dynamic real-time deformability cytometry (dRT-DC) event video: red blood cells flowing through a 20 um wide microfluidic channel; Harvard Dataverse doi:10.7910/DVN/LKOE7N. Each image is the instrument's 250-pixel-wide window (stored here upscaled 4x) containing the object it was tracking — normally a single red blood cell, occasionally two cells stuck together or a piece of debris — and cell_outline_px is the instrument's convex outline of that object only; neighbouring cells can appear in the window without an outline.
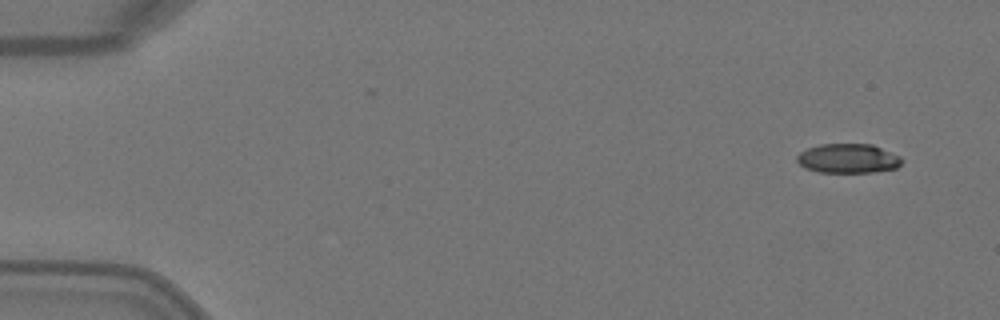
{"species": "Egyptian fruit bat (a non-hibernating species)", "species_latin": "Rousettus aegyptiacus", "temperature_condition": "warm", "stored_images_in_passage": 5, "camera_frame_rate_fps": 3000, "um_per_image_px": 0.085, "animal": {"sex": "female"}, "frame": {"image": 1, "passage_image": 1, "time_ms": 0.0, "image_size_px": [1000, 320], "cell_outline_px": [[904, 160], [896, 168], [876, 172], [820, 172], [804, 168], [796, 160], [796, 156], [800, 152], [808, 148], [820, 144], [872, 144], [900, 156]], "centroid_in_image_um": [72.09, 13.47], "position_along_channel_um": 12.9, "area_um2": 17.98}}
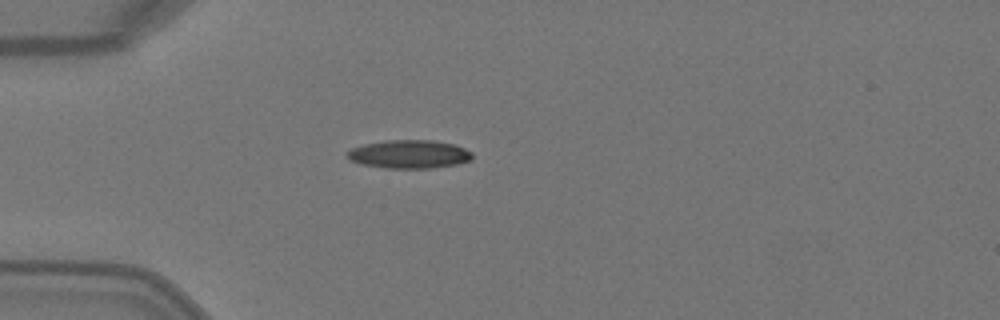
{"frame": {"image": 2, "passage_image": 4, "time_ms": 1.0, "image_size_px": [1000, 320], "cell_outline_px": [[472, 160], [456, 164], [428, 168], [384, 168], [364, 164], [352, 160], [344, 156], [344, 152], [352, 148], [364, 144], [384, 140], [432, 140], [456, 144], [472, 152]], "centroid_in_image_um": [34.77, 13.09], "position_along_channel_um": 50.2, "area_um2": 20.75}}